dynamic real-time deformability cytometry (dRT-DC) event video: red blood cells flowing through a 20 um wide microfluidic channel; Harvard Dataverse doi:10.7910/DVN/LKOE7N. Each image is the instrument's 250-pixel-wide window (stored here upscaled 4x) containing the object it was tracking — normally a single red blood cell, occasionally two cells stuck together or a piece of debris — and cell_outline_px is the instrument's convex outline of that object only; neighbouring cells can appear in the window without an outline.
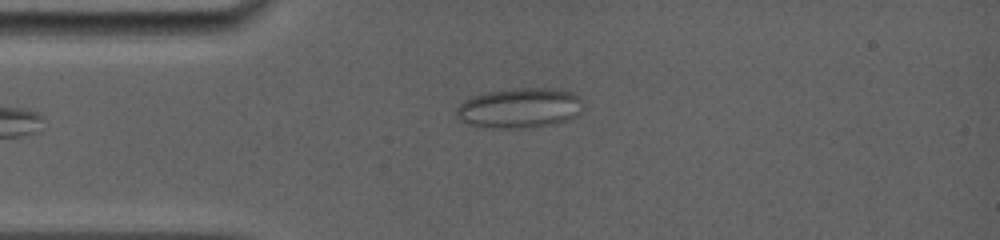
{"species": "common noctule bat (a hibernating species)", "species_latin": "Nyctalus noctula", "temperature_condition": "room temperature", "stored_images_in_passage": 16, "camera_frame_rate_fps": 5000, "um_per_image_px": 0.085, "animal": {"sex": "female", "body_mass_g": 19.0, "forearm_length_mm": 56.7}, "frame": {"image": 1, "passage_image": 2, "time_ms": 1.2, "image_size_px": [1000, 240], "cell_outline_px": [[580, 112], [564, 120], [552, 124], [524, 128], [480, 128], [468, 124], [460, 120], [456, 116], [456, 108], [464, 100], [472, 96], [488, 92], [516, 88], [552, 88], [572, 92], [580, 100]], "centroid_in_image_um": [44.07, 9.19], "position_along_channel_um": 40.9, "area_um2": 29.36}}
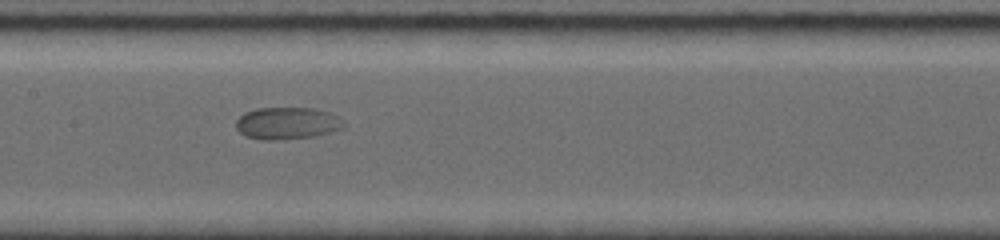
{"frame": {"image": 2, "passage_image": 6, "time_ms": 5.4, "image_size_px": [1000, 240], "cell_outline_px": [[348, 124], [344, 128], [316, 136], [280, 140], [268, 140], [244, 136], [236, 128], [236, 120], [244, 112], [256, 108], [316, 108], [340, 116]], "centroid_in_image_um": [24.46, 10.47], "position_along_channel_um": 182.9, "area_um2": 20.52}}
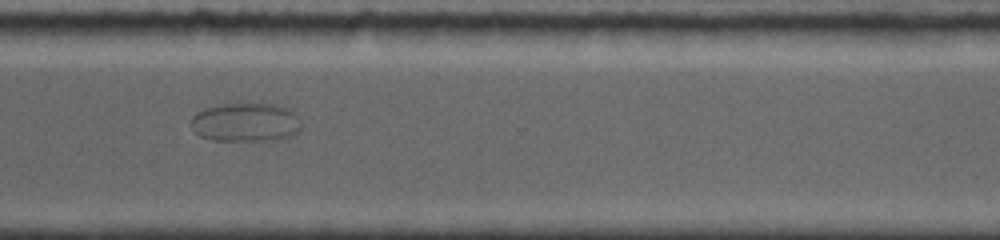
{"frame": {"image": 3, "passage_image": 13, "time_ms": 9.8, "image_size_px": [1000, 240], "cell_outline_px": [[300, 128], [296, 132], [280, 140], [212, 140], [200, 136], [188, 124], [192, 116], [196, 112], [204, 108], [224, 104], [276, 104], [292, 108], [300, 124]], "centroid_in_image_um": [20.85, 10.39], "position_along_channel_um": 349.8, "area_um2": 25.03}}